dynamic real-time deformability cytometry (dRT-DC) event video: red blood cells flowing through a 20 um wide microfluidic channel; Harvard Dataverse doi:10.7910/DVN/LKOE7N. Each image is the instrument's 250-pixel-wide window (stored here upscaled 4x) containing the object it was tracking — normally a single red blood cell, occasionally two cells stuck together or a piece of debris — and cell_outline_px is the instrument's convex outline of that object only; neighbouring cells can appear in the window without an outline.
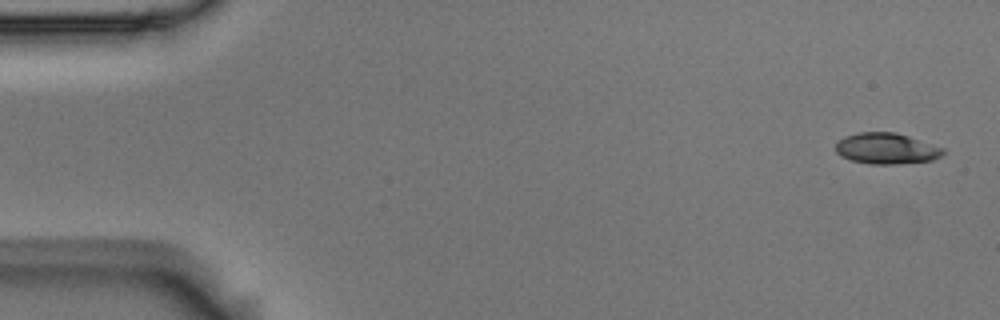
{"species": "Egyptian fruit bat (a non-hibernating species)", "species_latin": "Rousettus aegyptiacus", "temperature_condition": "room temperature", "stored_images_in_passage": 13, "camera_frame_rate_fps": 3000, "um_per_image_px": 0.085, "animal": {"sex": "male"}, "frame": {"image": 1, "passage_image": 1, "time_ms": 0.0, "image_size_px": [1000, 320], "cell_outline_px": [[944, 152], [940, 156], [932, 160], [896, 164], [872, 164], [852, 160], [840, 156], [836, 152], [836, 144], [844, 136], [860, 132], [896, 132], [944, 148]], "centroid_in_image_um": [75.33, 12.62], "position_along_channel_um": 9.7, "area_um2": 19.25}}
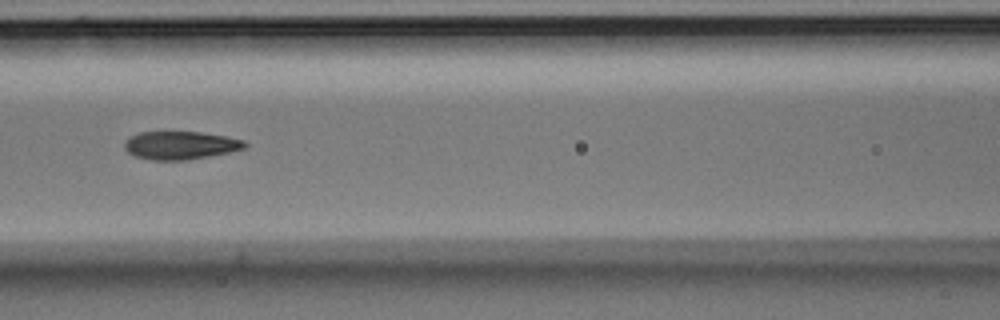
{"frame": {"image": 2, "passage_image": 6, "time_ms": 1.667, "image_size_px": [1000, 320], "cell_outline_px": [[248, 144], [244, 148], [228, 152], [188, 160], [152, 160], [136, 156], [128, 152], [124, 148], [124, 140], [128, 136], [140, 132], [200, 132], [228, 136], [244, 140]], "centroid_in_image_um": [15.31, 12.34], "position_along_channel_um": 151.3, "area_um2": 19.77}}
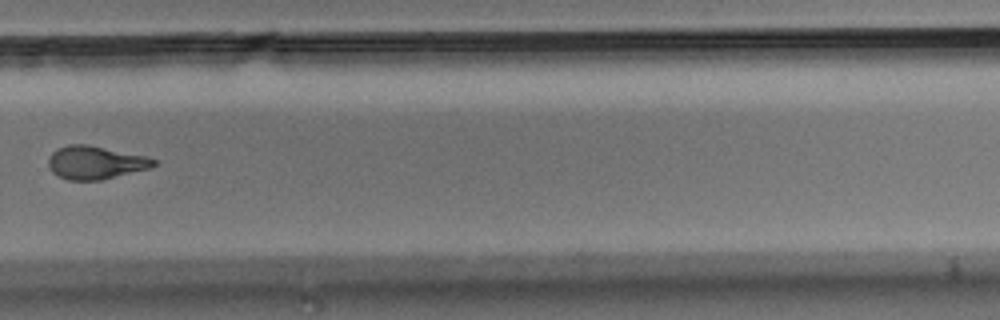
{"frame": {"image": 3, "passage_image": 10, "time_ms": 3.0, "image_size_px": [1000, 320], "cell_outline_px": [[156, 164], [152, 168], [100, 180], [68, 180], [52, 172], [48, 168], [48, 156], [56, 148], [68, 144], [88, 144], [148, 156], [156, 160]], "centroid_in_image_um": [8.11, 13.8], "position_along_channel_um": 321.7, "area_um2": 20.63}}